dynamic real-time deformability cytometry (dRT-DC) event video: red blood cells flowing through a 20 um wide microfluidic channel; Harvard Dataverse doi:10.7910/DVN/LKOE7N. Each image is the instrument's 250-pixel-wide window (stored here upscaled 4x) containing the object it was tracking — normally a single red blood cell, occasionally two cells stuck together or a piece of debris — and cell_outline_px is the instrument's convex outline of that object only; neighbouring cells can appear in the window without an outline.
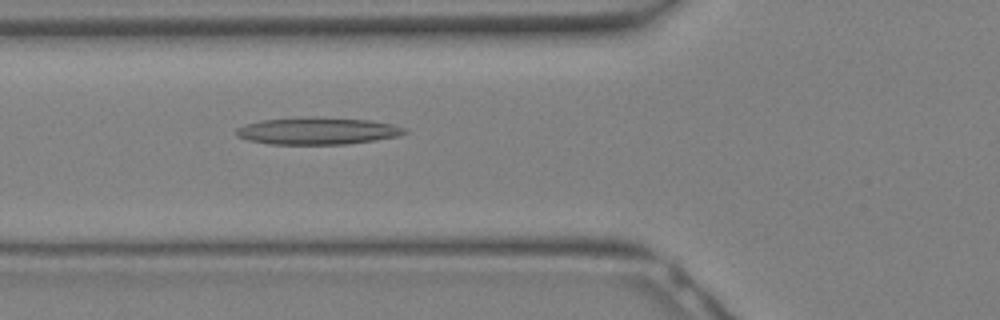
{"species": "Egyptian fruit bat (a non-hibernating species)", "species_latin": "Rousettus aegyptiacus", "temperature_condition": "warm", "stored_images_in_passage": 2, "camera_frame_rate_fps": 3000, "um_per_image_px": 0.085, "animal": {"sex": "female"}, "frame": {"image": 1, "passage_image": 2, "time_ms": 0.333, "image_size_px": [1000, 320], "cell_outline_px": [[408, 132], [396, 136], [376, 140], [348, 144], [268, 144], [248, 140], [236, 136], [236, 128], [260, 120], [312, 116], [372, 120], [392, 124], [408, 128]], "centroid_in_image_um": [27.01, 11.12], "position_along_channel_um": 98.8, "area_um2": 26.82}}